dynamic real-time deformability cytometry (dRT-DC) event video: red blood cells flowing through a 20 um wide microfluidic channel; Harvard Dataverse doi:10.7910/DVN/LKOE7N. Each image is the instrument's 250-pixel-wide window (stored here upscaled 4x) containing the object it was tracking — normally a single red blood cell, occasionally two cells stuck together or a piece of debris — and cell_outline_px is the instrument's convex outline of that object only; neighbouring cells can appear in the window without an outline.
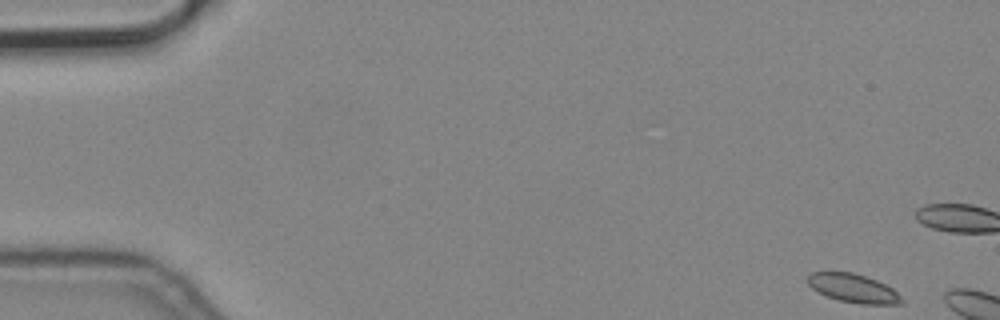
{"species": "common noctule bat (a hibernating species)", "species_latin": "Nyctalus noctula", "temperature_condition": "cold", "stored_images_in_passage": 2, "camera_frame_rate_fps": 3000, "um_per_image_px": 0.085, "animal": {"sex": "male", "body_mass_g": 19.2, "forearm_length_mm": 51.8}, "frame": {"image": 1, "passage_image": 1, "time_ms": 0.0, "image_size_px": [1000, 320], "cell_outline_px": [[904, 304], [860, 304], [840, 300], [828, 296], [812, 288], [808, 284], [808, 276], [812, 272], [852, 272], [876, 280], [892, 288], [904, 300]], "centroid_in_image_um": [72.55, 24.51], "position_along_channel_um": 12.4, "area_um2": 15.43}}